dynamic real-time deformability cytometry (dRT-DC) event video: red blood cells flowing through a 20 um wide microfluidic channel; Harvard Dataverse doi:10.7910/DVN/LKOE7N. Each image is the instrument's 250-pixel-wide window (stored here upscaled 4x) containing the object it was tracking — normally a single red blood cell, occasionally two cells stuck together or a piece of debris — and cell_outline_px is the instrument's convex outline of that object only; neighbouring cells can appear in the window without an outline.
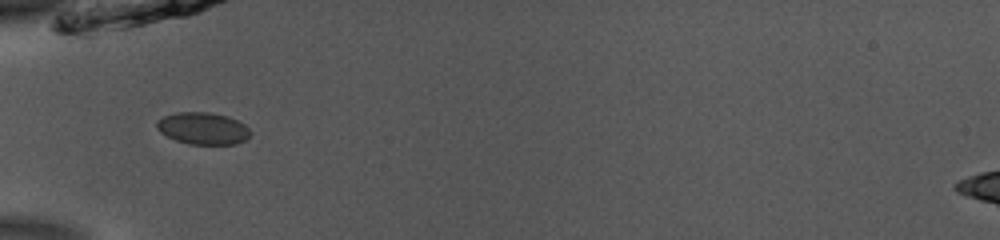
{"species": "common noctule bat (a hibernating species)", "species_latin": "Nyctalus noctula", "temperature_condition": "room temperature", "stored_images_in_passage": 34, "camera_frame_rate_fps": 3000, "um_per_image_px": 0.085, "animal": {"sex": "male", "body_mass_g": 13.0, "forearm_length_mm": 53.1}, "frame": {"image": 1, "passage_image": 1, "time_ms": 0.0, "image_size_px": [1000, 240], "cell_outline_px": [[252, 132], [244, 140], [236, 144], [188, 144], [176, 140], [160, 132], [156, 128], [156, 120], [164, 116], [176, 112], [208, 112], [228, 116], [244, 124]], "centroid_in_image_um": [17.23, 10.91], "position_along_channel_um": 67.8, "area_um2": 17.46}}